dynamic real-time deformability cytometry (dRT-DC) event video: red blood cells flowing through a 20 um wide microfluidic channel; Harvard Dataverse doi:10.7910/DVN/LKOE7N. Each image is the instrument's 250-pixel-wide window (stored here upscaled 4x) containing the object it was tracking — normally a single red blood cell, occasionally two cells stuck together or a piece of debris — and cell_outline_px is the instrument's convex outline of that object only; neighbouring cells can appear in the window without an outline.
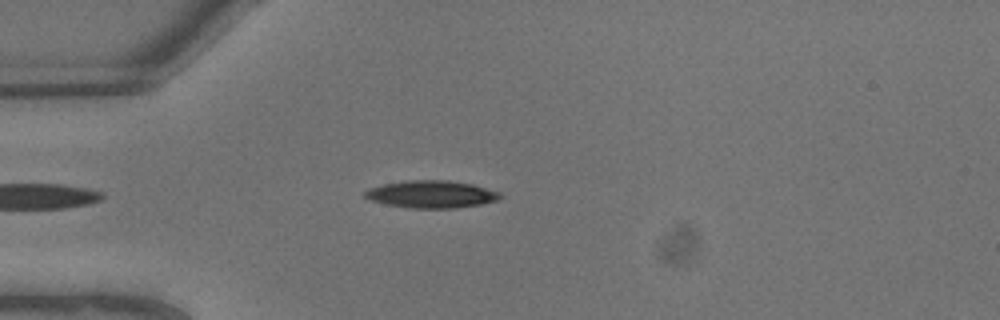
{"species": "common noctule bat (a hibernating species)", "species_latin": "Nyctalus noctula", "temperature_condition": "warm", "stored_images_in_passage": 6, "camera_frame_rate_fps": 3000, "um_per_image_px": 0.085, "animal": {"sex": "male", "body_mass_g": 13.3}, "frame": {"image": 1, "passage_image": 4, "time_ms": 1.0, "image_size_px": [1000, 320], "cell_outline_px": [[504, 196], [496, 200], [480, 204], [456, 208], [412, 208], [388, 204], [368, 200], [364, 196], [364, 192], [368, 188], [384, 184], [404, 180], [448, 180], [472, 184], [500, 192]], "centroid_in_image_um": [36.65, 16.5], "position_along_channel_um": 48.3, "area_um2": 21.56}}
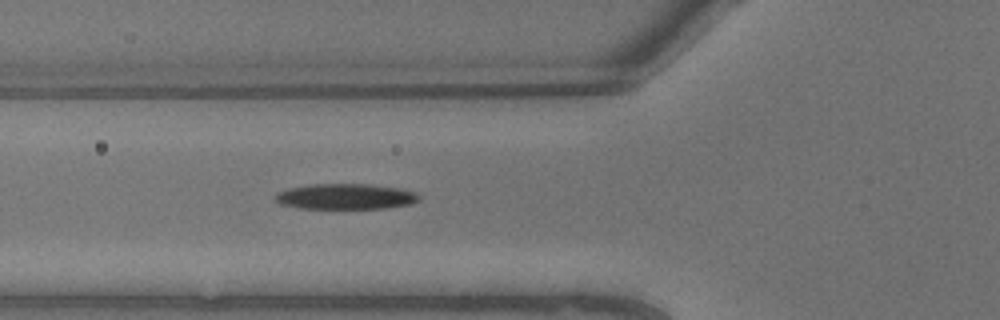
{"frame": {"image": 2, "passage_image": 6, "time_ms": 1.667, "image_size_px": [1000, 320], "cell_outline_px": [[420, 200], [408, 204], [384, 208], [300, 208], [280, 204], [272, 200], [276, 192], [288, 188], [308, 184], [372, 184], [396, 188], [416, 192], [420, 196]], "centroid_in_image_um": [29.3, 16.69], "position_along_channel_um": 96.5, "area_um2": 21.5}}